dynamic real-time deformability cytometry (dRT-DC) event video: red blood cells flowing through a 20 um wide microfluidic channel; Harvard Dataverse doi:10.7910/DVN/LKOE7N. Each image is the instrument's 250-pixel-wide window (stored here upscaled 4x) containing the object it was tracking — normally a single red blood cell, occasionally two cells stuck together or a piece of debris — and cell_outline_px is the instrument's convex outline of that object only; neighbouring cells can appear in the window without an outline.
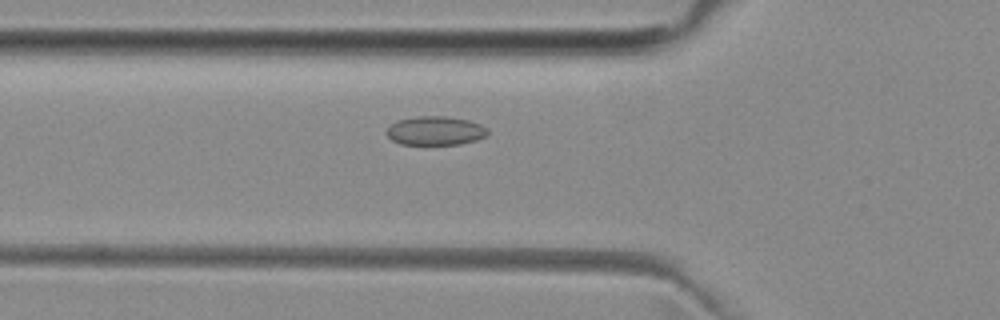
{"species": "common noctule bat (a hibernating species)", "species_latin": "Nyctalus noctula", "temperature_condition": "room temperature", "stored_images_in_passage": 49, "camera_frame_rate_fps": 3000, "um_per_image_px": 0.085, "animal": {"sex": "female", "body_mass_g": 29.2, "forearm_length_mm": 56.3}, "frame": {"image": 1, "passage_image": 15, "time_ms": 4.667, "image_size_px": [1000, 320], "cell_outline_px": [[488, 136], [476, 140], [460, 144], [400, 144], [392, 140], [384, 132], [396, 120], [416, 116], [448, 116], [468, 120], [480, 124], [488, 128]], "centroid_in_image_um": [37.01, 11.1], "position_along_channel_um": 88.8, "area_um2": 17.17}}
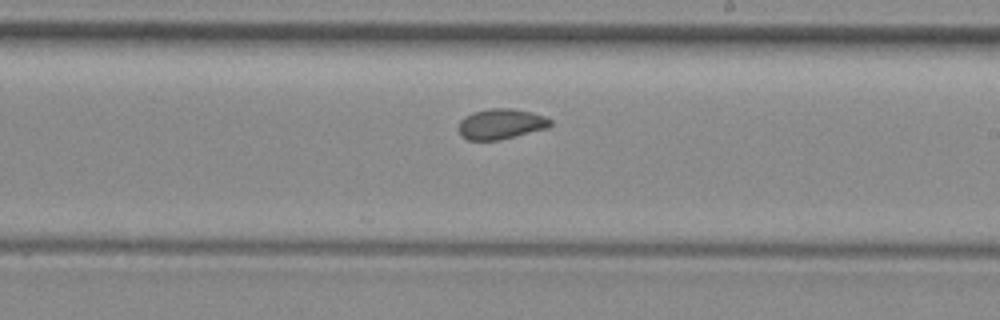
{"frame": {"image": 2, "passage_image": 27, "time_ms": 8.667, "image_size_px": [1000, 320], "cell_outline_px": [[552, 124], [548, 128], [500, 140], [468, 140], [460, 136], [460, 120], [464, 116], [472, 112], [492, 108], [512, 108], [532, 112], [544, 116], [552, 120]], "centroid_in_image_um": [42.59, 10.53], "position_along_channel_um": 246.4, "area_um2": 16.36}}
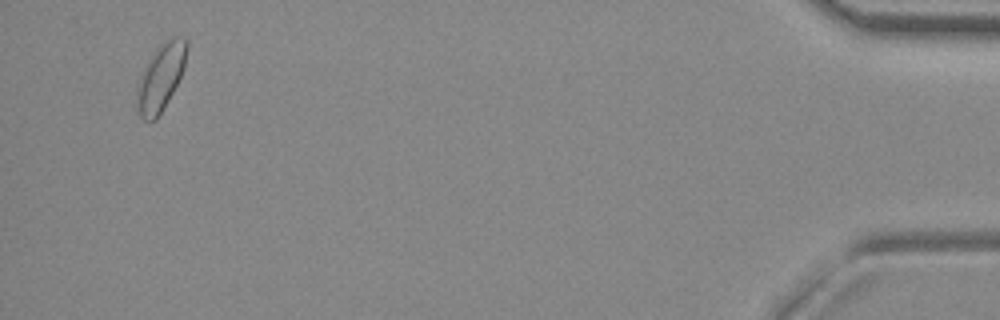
{"frame": {"image": 3, "passage_image": 47, "time_ms": 15.333, "image_size_px": [1000, 320], "cell_outline_px": [[188, 48], [184, 68], [172, 92], [156, 120], [144, 120], [140, 116], [136, 108], [136, 88], [144, 68], [148, 60], [156, 48], [164, 40], [172, 36], [184, 36], [188, 40]], "centroid_in_image_um": [13.66, 6.52], "position_along_channel_um": 421.5, "area_um2": 19.48}, "authors_computed_cell_mechanics": {"area_um2": 16.762, "velocity_mm_per_s": 3.9445, "shape_relaxation_time_tau1_ms": null, "shape_relaxation_time_tau2_ms": 2.9939, "deformation_change_tau1": null, "deformation_change_tau2": 0.0678}}